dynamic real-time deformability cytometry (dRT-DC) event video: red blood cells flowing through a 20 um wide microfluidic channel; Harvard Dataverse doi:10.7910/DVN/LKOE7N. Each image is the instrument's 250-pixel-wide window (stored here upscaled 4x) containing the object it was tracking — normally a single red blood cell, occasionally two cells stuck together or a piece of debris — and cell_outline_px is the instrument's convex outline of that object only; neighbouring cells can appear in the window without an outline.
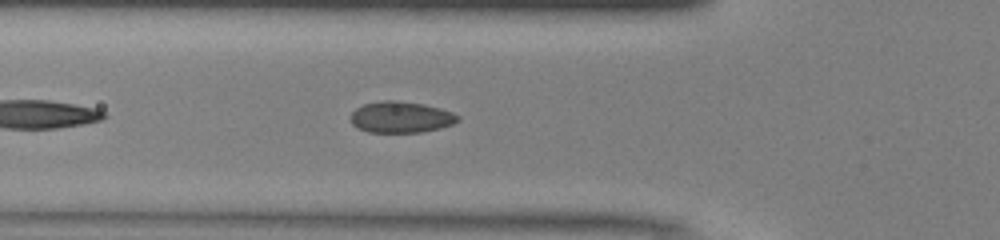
{"species": "common noctule bat (a hibernating species)", "species_latin": "Nyctalus noctula", "temperature_condition": "warm", "stored_images_in_passage": 34, "camera_frame_rate_fps": 3000, "um_per_image_px": 0.085, "animal": {"sex": "male", "body_mass_g": 13.0, "forearm_length_mm": 53.1}, "frame": {"image": 1, "passage_image": 6, "time_ms": 1.667, "image_size_px": [1000, 240], "cell_outline_px": [[460, 120], [452, 124], [440, 128], [420, 132], [368, 132], [356, 128], [352, 124], [348, 116], [356, 108], [364, 104], [380, 100], [396, 100], [424, 104], [440, 108], [452, 112], [460, 116]], "centroid_in_image_um": [34.04, 9.95], "position_along_channel_um": 91.8, "area_um2": 19.77}}
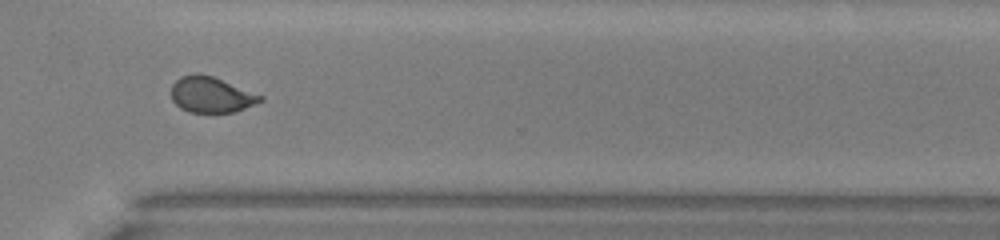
{"frame": {"image": 2, "passage_image": 25, "time_ms": 8.0, "image_size_px": [1000, 240], "cell_outline_px": [[264, 100], [244, 108], [232, 112], [188, 112], [180, 108], [172, 100], [172, 84], [180, 76], [196, 72], [200, 72], [212, 76], [264, 96]], "centroid_in_image_um": [17.92, 8.03], "position_along_channel_um": 352.7, "area_um2": 18.55}, "authors_computed_cell_mechanics": {"area_um2": 18.9873, "velocity_mm_per_s": 4.1137, "shape_relaxation_time_tau1_ms": 4.6369, "shape_relaxation_time_tau2_ms": 0.6567, "deformation_change_tau1": 0.1124, "deformation_change_tau2": 0.0483}}